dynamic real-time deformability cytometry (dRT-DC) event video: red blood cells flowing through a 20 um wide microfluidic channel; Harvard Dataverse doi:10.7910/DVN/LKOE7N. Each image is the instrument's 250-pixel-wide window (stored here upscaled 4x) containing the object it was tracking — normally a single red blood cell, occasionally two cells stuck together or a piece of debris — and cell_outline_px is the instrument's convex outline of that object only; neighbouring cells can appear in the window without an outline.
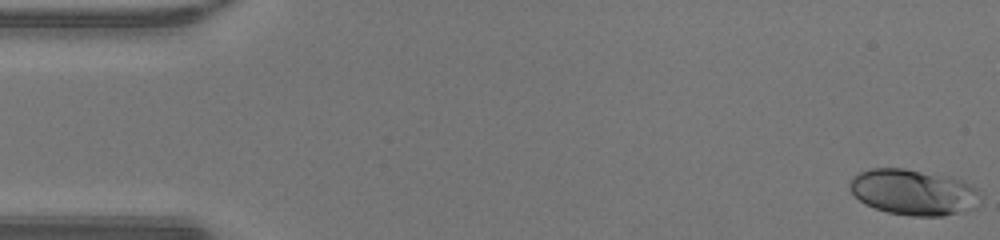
{"species": "human", "species_latin": "Homo sapiens", "temperature_condition": "warm", "stored_images_in_passage": 48, "camera_frame_rate_fps": 3000, "um_per_image_px": 0.085, "donor": {"sex": "male"}, "frame": {"image": 1, "passage_image": 1, "time_ms": 0.0, "image_size_px": [1000, 240], "cell_outline_px": [[980, 196], [976, 208], [944, 216], [912, 216], [888, 212], [864, 204], [848, 188], [848, 184], [852, 176], [860, 172], [872, 168], [904, 168], [952, 176], [964, 180], [972, 184], [976, 188]], "centroid_in_image_um": [77.66, 16.32], "position_along_channel_um": 7.3, "area_um2": 35.26}}
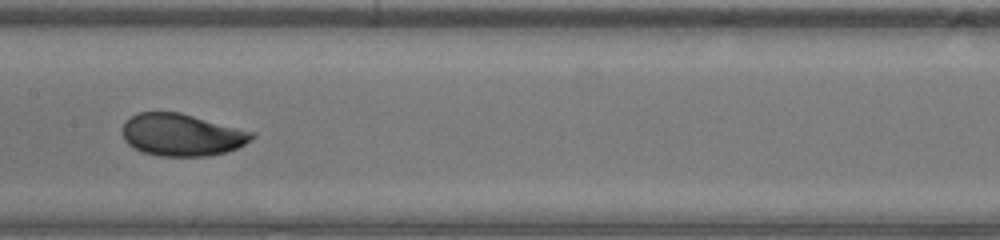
{"frame": {"image": 2, "passage_image": 24, "time_ms": 7.667, "image_size_px": [1000, 240], "cell_outline_px": [[256, 136], [252, 140], [236, 148], [224, 152], [204, 156], [160, 156], [140, 152], [128, 144], [124, 140], [120, 128], [124, 120], [136, 112], [180, 112], [256, 132]], "centroid_in_image_um": [15.41, 11.44], "position_along_channel_um": 192.0, "area_um2": 32.31}}
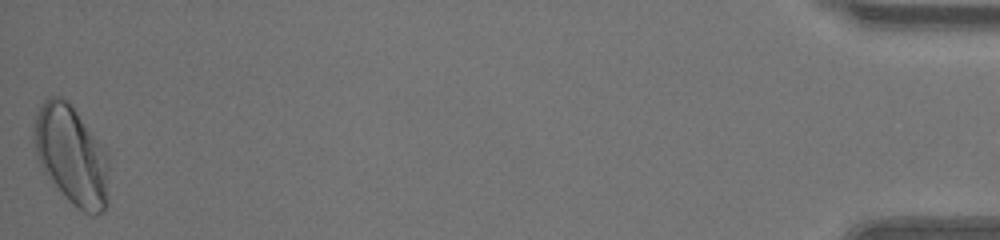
{"frame": {"image": 3, "passage_image": 48, "time_ms": 15.667, "image_size_px": [1000, 240], "cell_outline_px": [[108, 204], [104, 212], [96, 216], [92, 216], [84, 212], [72, 204], [64, 196], [40, 164], [36, 152], [36, 112], [40, 104], [48, 96], [60, 96], [68, 100], [72, 104], [100, 144], [108, 160]], "centroid_in_image_um": [6.12, 13.22], "position_along_channel_um": 429.1, "area_um2": 42.66}, "authors_computed_cell_mechanics": {"area_um2": 32.2813, "velocity_mm_per_s": 4.2959, "shape_relaxation_time_tau1_ms": 2.9151, "shape_relaxation_time_tau2_ms": null, "deformation_change_tau1": 0.1493, "deformation_change_tau2": null}}